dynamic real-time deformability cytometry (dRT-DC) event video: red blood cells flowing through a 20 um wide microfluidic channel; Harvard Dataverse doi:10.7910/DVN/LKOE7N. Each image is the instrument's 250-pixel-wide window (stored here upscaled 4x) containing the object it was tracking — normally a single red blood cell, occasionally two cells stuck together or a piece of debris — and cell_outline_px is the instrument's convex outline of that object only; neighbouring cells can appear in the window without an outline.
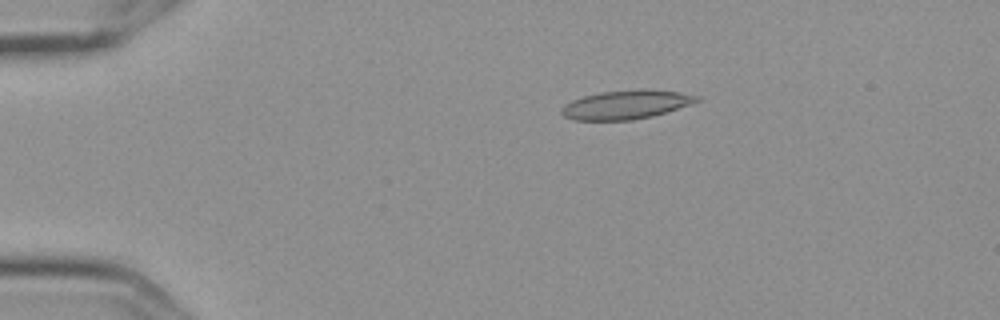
{"species": "Egyptian fruit bat (a non-hibernating species)", "species_latin": "Rousettus aegyptiacus", "temperature_condition": "cold", "stored_images_in_passage": 7, "camera_frame_rate_fps": 3000, "um_per_image_px": 0.085, "frame": {"image": 1, "passage_image": 4, "time_ms": 1.0, "image_size_px": [1000, 320], "cell_outline_px": [[700, 100], [652, 116], [632, 120], [576, 120], [564, 116], [560, 112], [560, 108], [564, 104], [572, 100], [584, 96], [600, 92], [680, 92], [700, 96]], "centroid_in_image_um": [53.1, 8.94], "position_along_channel_um": 31.9, "area_um2": 21.5}}
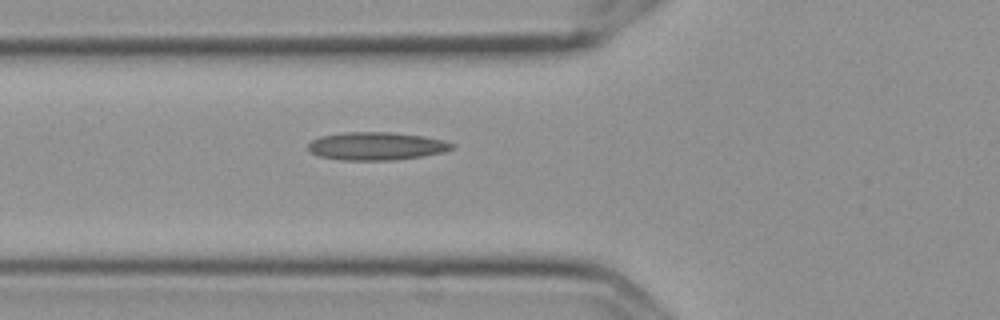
{"frame": {"image": 2, "passage_image": 7, "time_ms": 2.0, "image_size_px": [1000, 320], "cell_outline_px": [[456, 148], [444, 152], [424, 156], [396, 160], [340, 160], [320, 156], [312, 152], [308, 148], [308, 144], [312, 140], [320, 136], [344, 132], [392, 132], [424, 136], [444, 140], [456, 144]], "centroid_in_image_um": [32.05, 12.42], "position_along_channel_um": 93.7, "area_um2": 23.7}}